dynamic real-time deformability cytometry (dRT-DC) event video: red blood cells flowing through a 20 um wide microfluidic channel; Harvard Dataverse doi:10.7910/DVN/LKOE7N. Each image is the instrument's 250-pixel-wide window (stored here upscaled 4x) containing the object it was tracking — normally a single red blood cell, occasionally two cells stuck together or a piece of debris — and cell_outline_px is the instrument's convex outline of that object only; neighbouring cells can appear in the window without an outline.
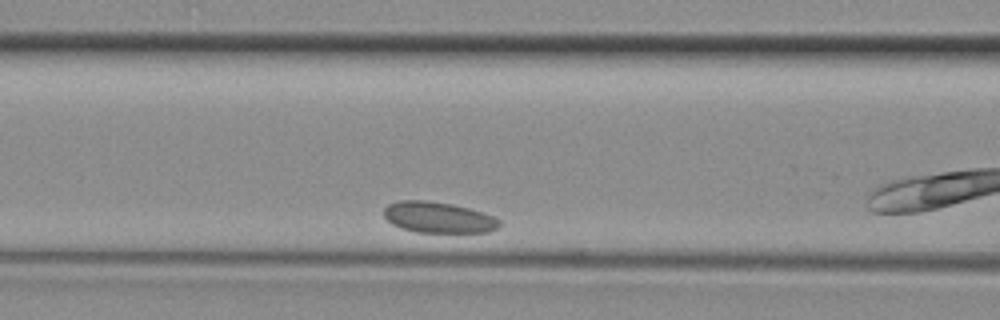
{"species": "common noctule bat (a hibernating species)", "species_latin": "Nyctalus noctula", "temperature_condition": "room temperature", "stored_images_in_passage": 28, "camera_frame_rate_fps": 3000, "um_per_image_px": 0.085, "animal": {"sex": "female", "body_mass_g": 29.2, "forearm_length_mm": 56.3}, "frame": {"image": 1, "passage_image": 5, "time_ms": 1.333, "image_size_px": [1000, 320], "cell_outline_px": [[500, 228], [488, 232], [416, 232], [400, 228], [392, 224], [384, 216], [384, 208], [388, 204], [400, 200], [428, 200], [452, 204], [468, 208], [496, 216], [500, 220]], "centroid_in_image_um": [37.28, 18.48], "position_along_channel_um": 129.3, "area_um2": 21.04}}